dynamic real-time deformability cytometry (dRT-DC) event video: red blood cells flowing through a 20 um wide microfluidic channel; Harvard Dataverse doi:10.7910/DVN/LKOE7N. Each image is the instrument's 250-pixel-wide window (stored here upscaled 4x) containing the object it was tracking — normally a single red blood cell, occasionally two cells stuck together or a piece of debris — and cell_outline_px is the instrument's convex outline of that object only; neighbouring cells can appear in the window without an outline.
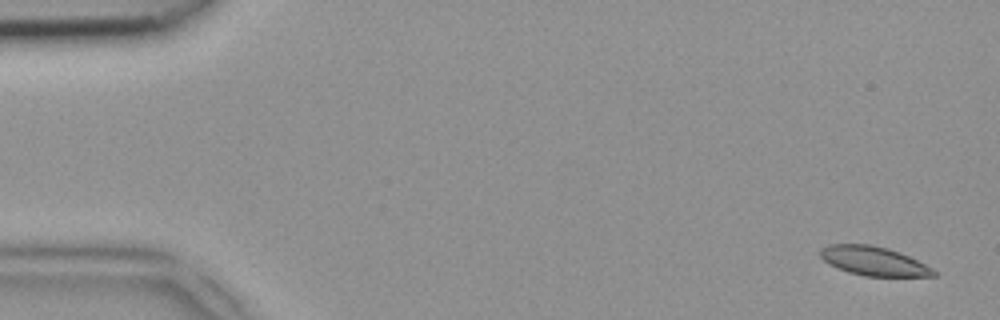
{"species": "common noctule bat (a hibernating species)", "species_latin": "Nyctalus noctula", "temperature_condition": "room temperature", "stored_images_in_passage": 49, "camera_frame_rate_fps": 3000, "um_per_image_px": 0.085, "animal": {"sex": "female", "body_mass_g": 18.4}, "frame": {"image": 1, "passage_image": 2, "time_ms": 0.333, "image_size_px": [1000, 320], "cell_outline_px": [[940, 272], [936, 276], [864, 276], [848, 272], [828, 264], [820, 256], [820, 248], [828, 244], [872, 244], [888, 248], [900, 252]], "centroid_in_image_um": [74.26, 22.18], "position_along_channel_um": 10.7, "area_um2": 19.31}}
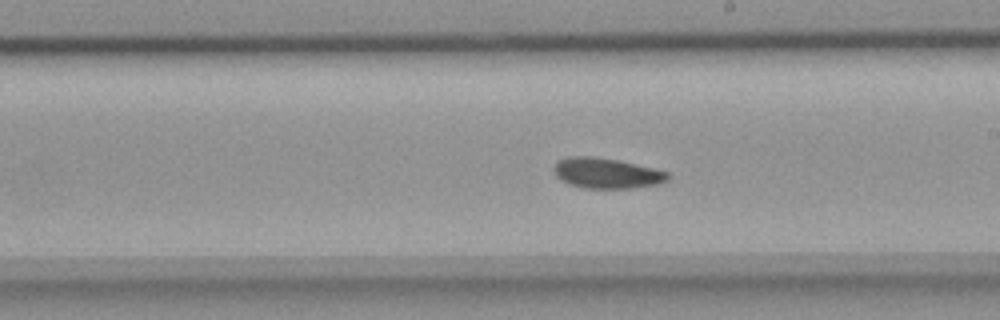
{"frame": {"image": 2, "passage_image": 28, "time_ms": 9.0, "image_size_px": [1000, 320], "cell_outline_px": [[668, 180], [660, 184], [632, 188], [584, 188], [568, 184], [560, 180], [552, 172], [552, 168], [556, 160], [568, 156], [592, 156], [616, 160], [652, 168], [668, 172]], "centroid_in_image_um": [51.48, 14.72], "position_along_channel_um": 237.5, "area_um2": 20.35}}
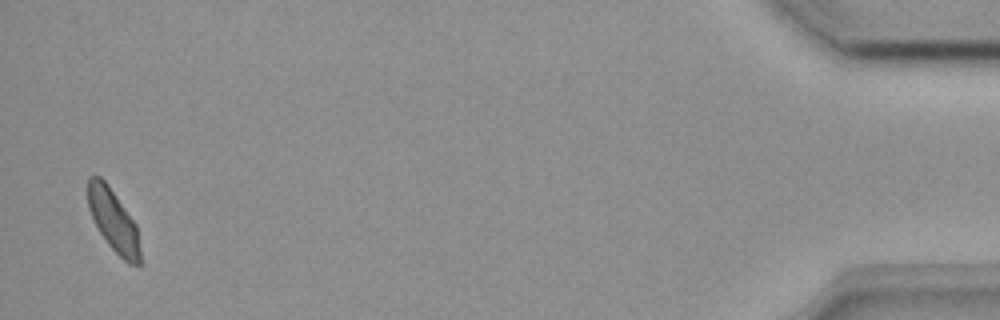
{"frame": {"image": 3, "passage_image": 48, "time_ms": 15.667, "image_size_px": [1000, 320], "cell_outline_px": [[140, 264], [128, 264], [108, 244], [100, 232], [88, 208], [88, 176], [100, 176], [108, 184], [136, 224], [140, 248]], "centroid_in_image_um": [9.64, 18.73], "position_along_channel_um": 425.6, "area_um2": 18.67}}